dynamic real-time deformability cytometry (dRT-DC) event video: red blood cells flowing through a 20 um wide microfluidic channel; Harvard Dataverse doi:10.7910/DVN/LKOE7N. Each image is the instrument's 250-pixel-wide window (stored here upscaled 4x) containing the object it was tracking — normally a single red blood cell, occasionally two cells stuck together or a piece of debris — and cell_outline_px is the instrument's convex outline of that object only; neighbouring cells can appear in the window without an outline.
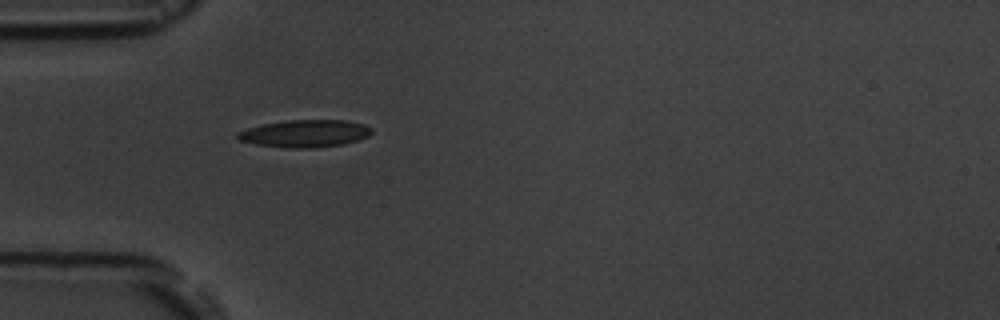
{"species": "common noctule bat (a hibernating species)", "species_latin": "Nyctalus noctula", "temperature_condition": "room temperature", "stored_images_in_passage": 6, "camera_frame_rate_fps": 3000, "um_per_image_px": 0.085, "animal": {"sex": "male", "body_mass_g": 19.5, "forearm_length_mm": 54.6}, "frame": {"image": 1, "passage_image": 6, "time_ms": 5.667, "image_size_px": [1000, 320], "cell_outline_px": [[372, 132], [368, 136], [344, 144], [312, 148], [284, 148], [256, 144], [240, 140], [236, 136], [236, 132], [248, 128], [264, 124], [288, 120], [344, 120], [364, 124], [372, 128]], "centroid_in_image_um": [25.92, 11.35], "position_along_channel_um": 59.1, "area_um2": 21.33}}